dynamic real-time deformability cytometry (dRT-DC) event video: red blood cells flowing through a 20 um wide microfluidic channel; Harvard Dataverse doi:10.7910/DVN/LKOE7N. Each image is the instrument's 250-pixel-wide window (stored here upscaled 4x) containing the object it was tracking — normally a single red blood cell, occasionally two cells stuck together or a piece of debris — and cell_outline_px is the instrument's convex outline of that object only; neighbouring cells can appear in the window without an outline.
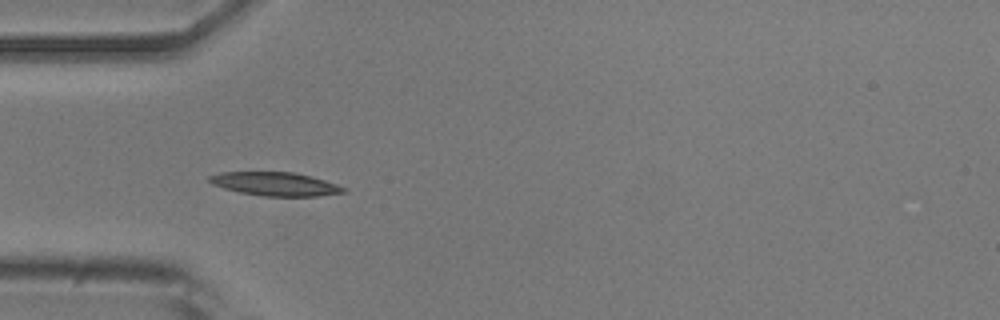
{"species": "common noctule bat (a hibernating species)", "species_latin": "Nyctalus noctula", "temperature_condition": "room temperature", "stored_images_in_passage": 7, "camera_frame_rate_fps": 3000, "um_per_image_px": 0.085, "animal": {"sex": "male", "body_mass_g": 20.5, "forearm_length_mm": 52.5}, "frame": {"image": 1, "passage_image": 5, "time_ms": 1.333, "image_size_px": [1000, 320], "cell_outline_px": [[348, 192], [316, 196], [264, 196], [240, 192], [224, 188], [212, 184], [208, 180], [208, 176], [220, 172], [292, 172], [312, 176], [348, 188]], "centroid_in_image_um": [23.42, 15.63], "position_along_channel_um": 61.6, "area_um2": 18.44}}
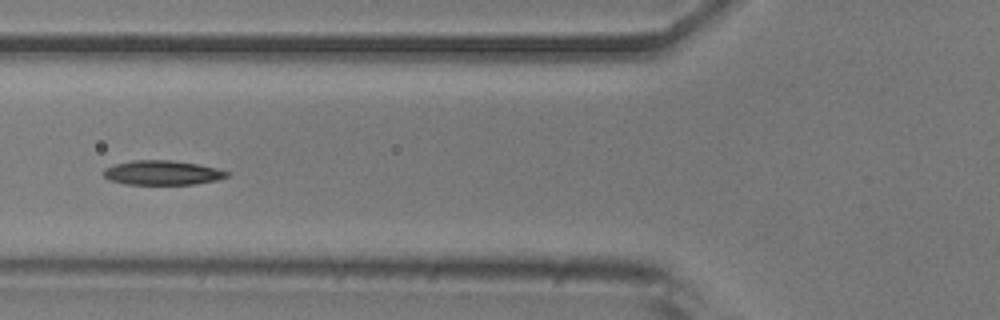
{"frame": {"image": 2, "passage_image": 6, "time_ms": 1.667, "image_size_px": [1000, 320], "cell_outline_px": [[232, 172], [228, 176], [216, 180], [196, 184], [124, 184], [112, 180], [104, 176], [104, 168], [116, 164], [132, 160], [172, 160], [196, 164], [216, 168]], "centroid_in_image_um": [13.83, 14.68], "position_along_channel_um": 112.0, "area_um2": 17.46}}
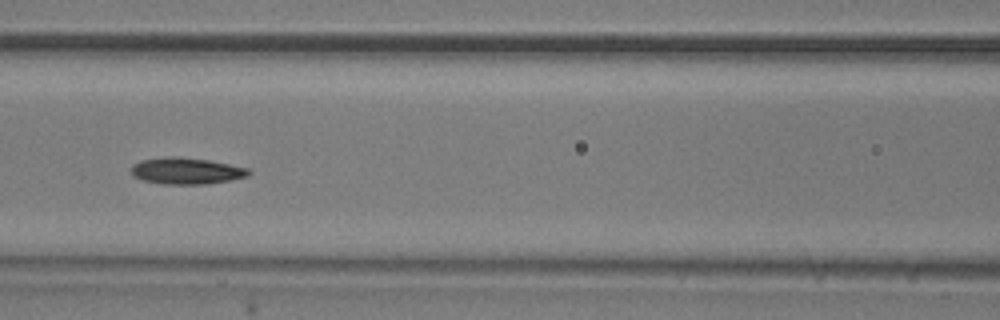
{"frame": {"image": 3, "passage_image": 7, "time_ms": 2.0, "image_size_px": [1000, 320], "cell_outline_px": [[252, 172], [248, 176], [232, 180], [208, 184], [164, 184], [144, 180], [132, 176], [132, 164], [140, 160], [172, 156], [176, 156], [208, 160], [248, 168]], "centroid_in_image_um": [15.85, 14.53], "position_along_channel_um": 150.7, "area_um2": 18.15}}